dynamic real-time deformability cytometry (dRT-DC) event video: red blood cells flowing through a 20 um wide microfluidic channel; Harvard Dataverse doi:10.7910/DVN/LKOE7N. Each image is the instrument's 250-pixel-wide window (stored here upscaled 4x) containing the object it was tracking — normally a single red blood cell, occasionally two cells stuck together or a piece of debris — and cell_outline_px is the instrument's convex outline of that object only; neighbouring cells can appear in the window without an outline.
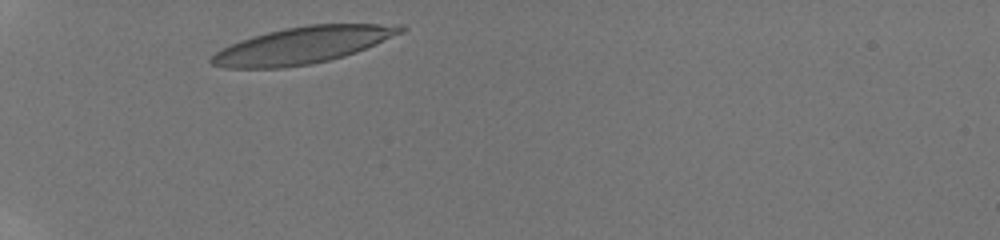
{"species": "human", "species_latin": "Homo sapiens", "temperature_condition": "room temperature", "stored_images_in_passage": 9, "camera_frame_rate_fps": 3000, "um_per_image_px": 0.085, "donor": {"sex": "male"}, "frame": {"image": 1, "passage_image": 1, "time_ms": 0.0, "image_size_px": [1000, 240], "cell_outline_px": [[408, 28], [404, 32], [376, 44], [356, 52], [344, 56], [328, 60], [308, 64], [280, 68], [224, 68], [212, 64], [208, 60], [216, 52], [240, 40], [252, 36], [284, 28], [308, 24], [404, 24]], "centroid_in_image_um": [25.77, 3.83], "position_along_channel_um": 59.2, "area_um2": 40.4}}
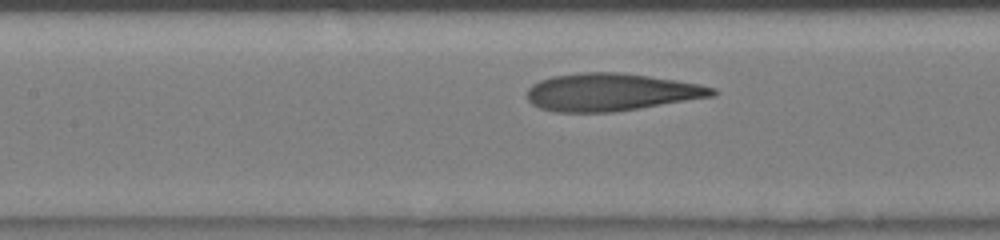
{"frame": {"image": 2, "passage_image": 6, "time_ms": 3.0, "image_size_px": [1000, 240], "cell_outline_px": [[716, 96], [612, 112], [556, 112], [540, 108], [532, 104], [528, 100], [528, 88], [532, 84], [540, 80], [552, 76], [580, 72], [620, 72], [676, 80], [700, 84], [716, 88]], "centroid_in_image_um": [51.94, 7.83], "position_along_channel_um": 155.5, "area_um2": 40.58}}
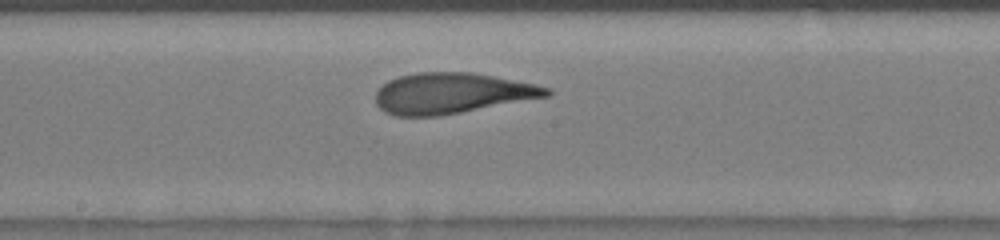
{"frame": {"image": 3, "passage_image": 9, "time_ms": 4.333, "image_size_px": [1000, 240], "cell_outline_px": [[552, 92], [548, 96], [440, 116], [396, 116], [384, 112], [376, 104], [376, 92], [388, 80], [400, 76], [416, 72], [472, 72], [552, 88]], "centroid_in_image_um": [38.36, 7.93], "position_along_channel_um": 209.8, "area_um2": 40.29}}